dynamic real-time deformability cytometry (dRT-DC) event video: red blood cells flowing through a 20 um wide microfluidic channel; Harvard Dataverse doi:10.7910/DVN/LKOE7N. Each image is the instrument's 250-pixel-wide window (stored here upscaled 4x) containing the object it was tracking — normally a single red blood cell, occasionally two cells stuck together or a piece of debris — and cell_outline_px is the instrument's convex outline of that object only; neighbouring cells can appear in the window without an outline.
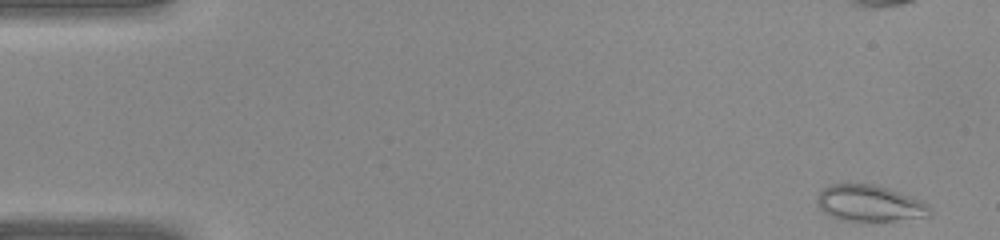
{"species": "common noctule bat (a hibernating species)", "species_latin": "Nyctalus noctula", "temperature_condition": "warm", "stored_images_in_passage": 41, "camera_frame_rate_fps": 3000, "um_per_image_px": 0.085, "animal": {"sex": "female", "body_mass_g": 22.0, "forearm_length_mm": 56.7}, "frame": {"image": 1, "passage_image": 1, "time_ms": 0.0, "image_size_px": [1000, 240], "cell_outline_px": [[932, 216], [896, 220], [840, 220], [824, 212], [816, 204], [816, 196], [824, 188], [832, 184], [848, 180], [872, 184], [888, 188], [900, 192], [920, 200], [928, 204], [932, 212]], "centroid_in_image_um": [73.88, 17.24], "position_along_channel_um": 11.1, "area_um2": 24.28}}